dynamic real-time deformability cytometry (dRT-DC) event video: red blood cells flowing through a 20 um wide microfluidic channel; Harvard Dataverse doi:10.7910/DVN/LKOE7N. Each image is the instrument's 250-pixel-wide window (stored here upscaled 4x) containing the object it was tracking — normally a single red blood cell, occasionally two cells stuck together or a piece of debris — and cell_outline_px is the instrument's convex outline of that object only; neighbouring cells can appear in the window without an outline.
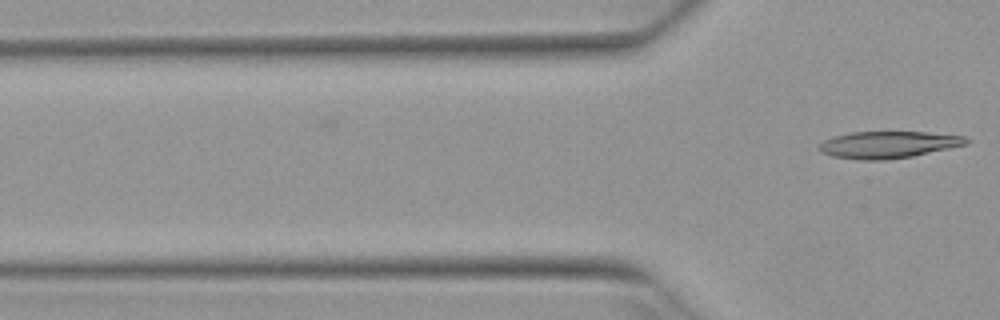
{"species": "Egyptian fruit bat (a non-hibernating species)", "species_latin": "Rousettus aegyptiacus", "temperature_condition": "warm", "stored_images_in_passage": 4, "camera_frame_rate_fps": 3000, "um_per_image_px": 0.085, "animal": {"sex": "female"}, "frame": {"image": 1, "passage_image": 4, "time_ms": 1.0, "image_size_px": [1000, 320], "cell_outline_px": [[968, 144], [912, 156], [884, 160], [860, 160], [832, 156], [820, 152], [816, 148], [824, 140], [836, 136], [852, 132], [928, 132], [964, 136], [968, 140]], "centroid_in_image_um": [75.47, 12.3], "position_along_channel_um": 50.3, "area_um2": 22.95}}